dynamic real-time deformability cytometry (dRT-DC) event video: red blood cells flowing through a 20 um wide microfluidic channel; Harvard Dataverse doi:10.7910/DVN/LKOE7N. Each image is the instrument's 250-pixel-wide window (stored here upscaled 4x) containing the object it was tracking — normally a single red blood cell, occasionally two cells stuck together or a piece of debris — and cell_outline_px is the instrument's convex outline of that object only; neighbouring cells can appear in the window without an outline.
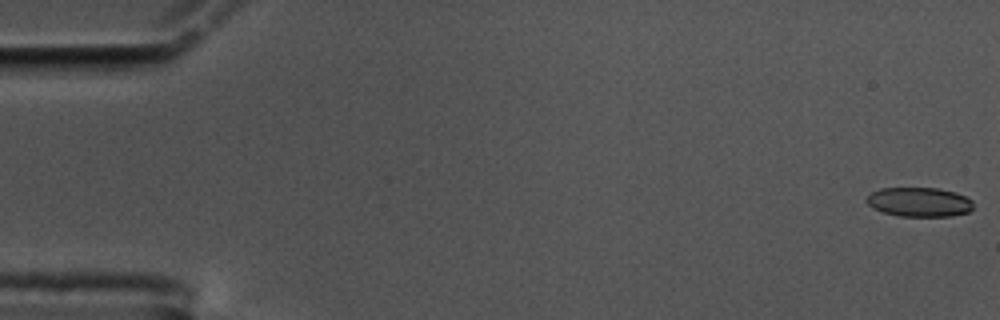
{"species": "common noctule bat (a hibernating species)", "species_latin": "Nyctalus noctula", "temperature_condition": "cold", "stored_images_in_passage": 58, "camera_frame_rate_fps": 3000, "um_per_image_px": 0.085, "animal": {"sex": "male", "body_mass_g": 17.5, "forearm_length_mm": 52.3}, "frame": {"image": 1, "passage_image": 1, "time_ms": 0.0, "image_size_px": [1000, 320], "cell_outline_px": [[972, 208], [968, 212], [952, 216], [900, 216], [884, 212], [872, 208], [864, 200], [872, 192], [880, 188], [936, 188], [956, 192], [972, 200]], "centroid_in_image_um": [78.12, 17.17], "position_along_channel_um": 6.9, "area_um2": 18.21}}
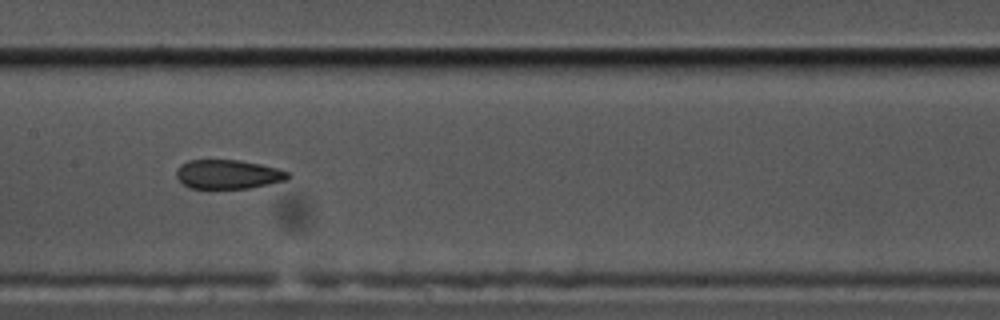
{"frame": {"image": 2, "passage_image": 29, "time_ms": 9.333, "image_size_px": [1000, 320], "cell_outline_px": [[292, 176], [284, 180], [268, 184], [248, 188], [188, 188], [176, 176], [176, 172], [180, 164], [188, 160], [240, 160], [260, 164], [276, 168], [288, 172]], "centroid_in_image_um": [19.36, 14.81], "position_along_channel_um": 188.0, "area_um2": 18.79}}
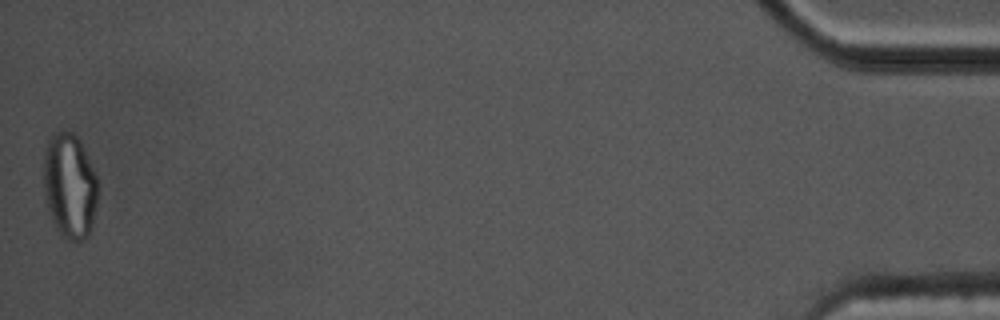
{"frame": {"image": 3, "passage_image": 58, "time_ms": 19.0, "image_size_px": [1000, 320], "cell_outline_px": [[96, 204], [92, 228], [88, 236], [80, 244], [68, 240], [60, 236], [52, 220], [44, 196], [44, 152], [48, 140], [56, 132], [72, 132], [76, 136], [96, 176]], "centroid_in_image_um": [5.9, 15.89], "position_along_channel_um": 429.3, "area_um2": 33.0}, "authors_computed_cell_mechanics": {"area_um2": 20.0855, "velocity_mm_per_s": 3.4767, "shape_relaxation_time_tau1_ms": null, "shape_relaxation_time_tau2_ms": 2.0105, "deformation_change_tau1": null, "deformation_change_tau2": 0.0823}}